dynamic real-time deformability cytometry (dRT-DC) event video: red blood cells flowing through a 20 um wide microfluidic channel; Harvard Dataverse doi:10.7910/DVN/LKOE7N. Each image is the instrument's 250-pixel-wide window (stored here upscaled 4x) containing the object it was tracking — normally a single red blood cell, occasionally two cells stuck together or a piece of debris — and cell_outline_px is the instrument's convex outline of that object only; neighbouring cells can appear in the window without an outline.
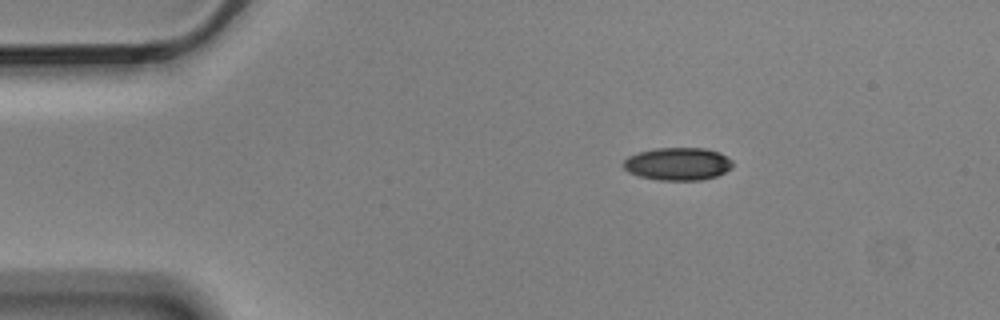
{"species": "Egyptian fruit bat (a non-hibernating species)", "species_latin": "Rousettus aegyptiacus", "temperature_condition": "cold", "stored_images_in_passage": 4, "camera_frame_rate_fps": 3000, "um_per_image_px": 0.085, "animal": {"sex": "male"}, "frame": {"image": 1, "passage_image": 1, "time_ms": 0.0, "image_size_px": [1000, 320], "cell_outline_px": [[732, 168], [716, 176], [700, 180], [656, 180], [640, 176], [628, 172], [624, 168], [624, 160], [628, 156], [636, 152], [656, 148], [704, 148], [720, 152], [732, 160]], "centroid_in_image_um": [57.6, 13.92], "position_along_channel_um": 27.4, "area_um2": 20.92}}
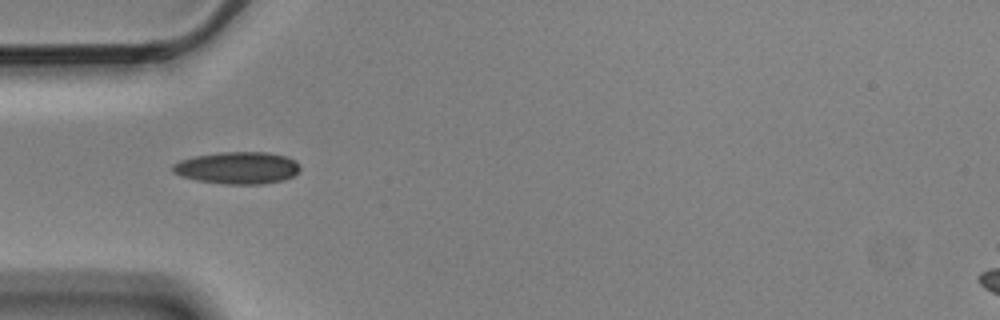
{"frame": {"image": 2, "passage_image": 3, "time_ms": 0.667, "image_size_px": [1000, 320], "cell_outline_px": [[300, 168], [292, 176], [284, 180], [260, 184], [224, 184], [196, 180], [180, 176], [172, 172], [172, 164], [180, 160], [196, 156], [220, 152], [264, 152], [284, 156], [296, 160], [300, 164]], "centroid_in_image_um": [20.16, 14.27], "position_along_channel_um": 64.8, "area_um2": 23.81}}
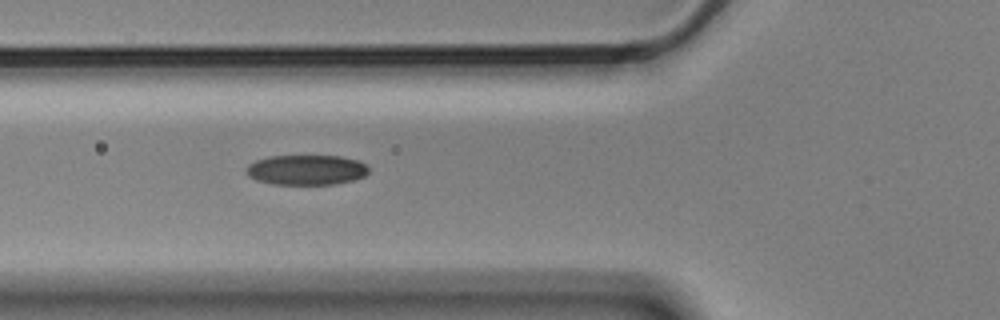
{"frame": {"image": 3, "passage_image": 4, "time_ms": 1.0, "image_size_px": [1000, 320], "cell_outline_px": [[368, 172], [364, 176], [352, 180], [336, 184], [272, 184], [256, 180], [248, 176], [244, 172], [248, 164], [256, 160], [268, 156], [340, 156], [360, 160], [368, 168]], "centroid_in_image_um": [26.01, 14.44], "position_along_channel_um": 99.8, "area_um2": 21.56}}